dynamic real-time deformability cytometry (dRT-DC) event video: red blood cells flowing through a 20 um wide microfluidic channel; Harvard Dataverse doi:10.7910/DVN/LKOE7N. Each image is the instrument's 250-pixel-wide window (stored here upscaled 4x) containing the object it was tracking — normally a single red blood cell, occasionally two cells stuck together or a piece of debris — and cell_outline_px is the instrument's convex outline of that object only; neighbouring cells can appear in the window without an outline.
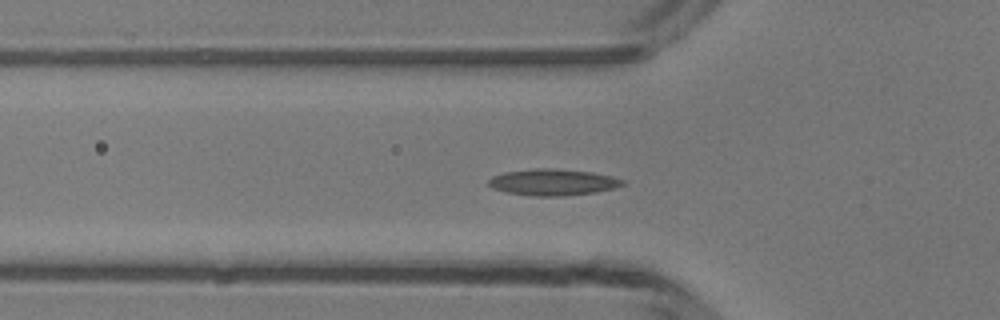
{"species": "common noctule bat (a hibernating species)", "species_latin": "Nyctalus noctula", "temperature_condition": "room temperature", "stored_images_in_passage": 38, "camera_frame_rate_fps": 3000, "um_per_image_px": 0.085, "animal": {"sex": "male", "body_mass_g": 13.3}, "frame": {"image": 1, "passage_image": 13, "time_ms": 4.0, "image_size_px": [1000, 320], "cell_outline_px": [[624, 184], [616, 188], [596, 192], [564, 196], [532, 196], [508, 192], [492, 188], [488, 184], [488, 180], [492, 176], [504, 172], [536, 168], [552, 168], [592, 172], [612, 176], [624, 180]], "centroid_in_image_um": [47.01, 15.48], "position_along_channel_um": 78.8, "area_um2": 20.69}}
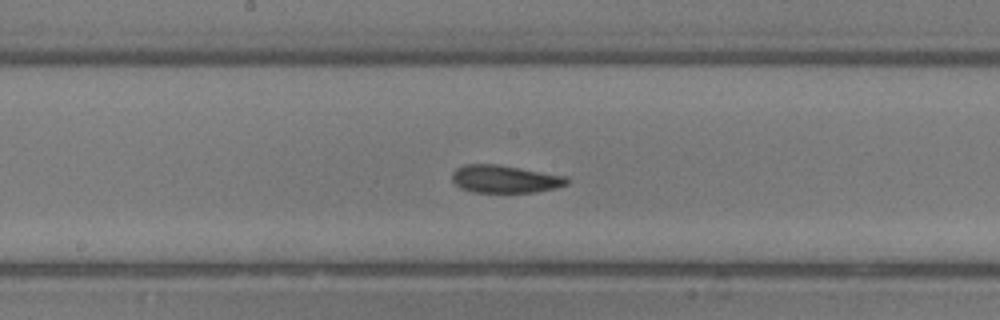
{"frame": {"image": 2, "passage_image": 22, "time_ms": 7.0, "image_size_px": [1000, 320], "cell_outline_px": [[568, 184], [556, 188], [536, 192], [472, 192], [460, 188], [452, 180], [452, 172], [456, 168], [464, 164], [496, 164], [568, 176]], "centroid_in_image_um": [42.91, 15.21], "position_along_channel_um": 205.3, "area_um2": 18.61}}
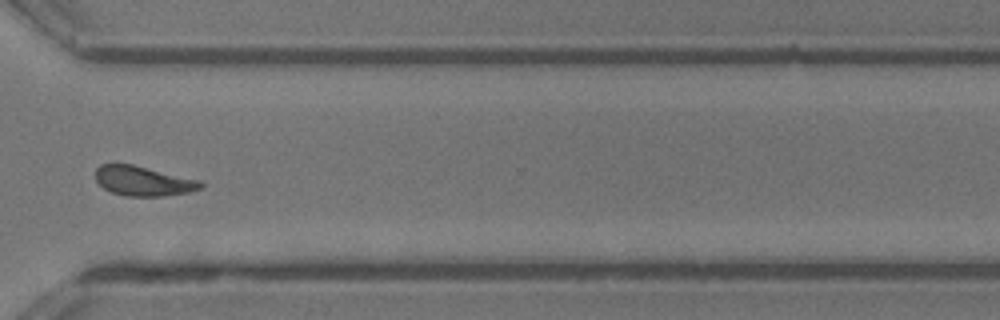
{"frame": {"image": 3, "passage_image": 33, "time_ms": 10.667, "image_size_px": [1000, 320], "cell_outline_px": [[204, 188], [188, 192], [164, 196], [124, 196], [112, 192], [104, 188], [96, 180], [96, 168], [100, 164], [132, 164], [200, 180], [204, 184]], "centroid_in_image_um": [12.2, 15.39], "position_along_channel_um": 358.4, "area_um2": 18.21}, "authors_computed_cell_mechanics": {"area_um2": 18.7272, "velocity_mm_per_s": 4.1884, "shape_relaxation_time_tau1_ms": 11.0315, "shape_relaxation_time_tau2_ms": 4.1288, "deformation_change_tau1": 0.2465, "deformation_change_tau2": 0.1231}}